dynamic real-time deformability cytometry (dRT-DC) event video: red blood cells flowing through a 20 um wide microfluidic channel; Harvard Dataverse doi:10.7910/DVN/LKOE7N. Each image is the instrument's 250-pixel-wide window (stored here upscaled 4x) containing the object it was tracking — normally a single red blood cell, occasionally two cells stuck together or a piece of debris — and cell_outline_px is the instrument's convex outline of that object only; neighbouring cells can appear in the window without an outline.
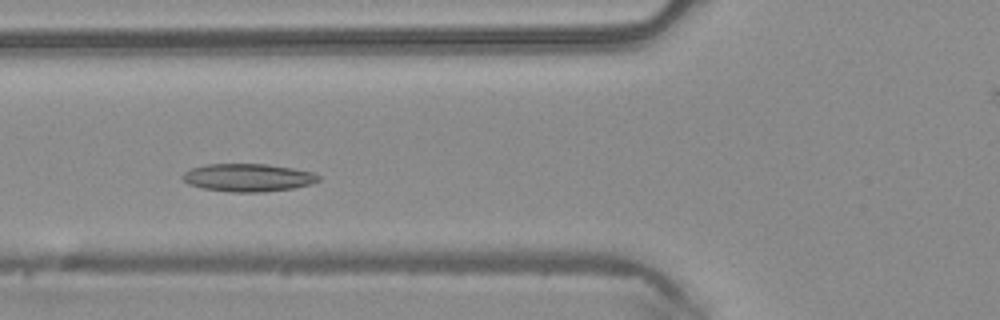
{"species": "common noctule bat (a hibernating species)", "species_latin": "Nyctalus noctula", "temperature_condition": "warm", "stored_images_in_passage": 31, "camera_frame_rate_fps": 3000, "um_per_image_px": 0.085, "animal": {"sex": "male", "body_mass_g": 20.4}, "frame": {"image": 1, "passage_image": 10, "time_ms": 3.0, "image_size_px": [1000, 320], "cell_outline_px": [[320, 180], [312, 184], [292, 188], [264, 192], [232, 192], [204, 188], [188, 184], [180, 176], [184, 172], [192, 168], [204, 164], [268, 164], [292, 168], [312, 172], [320, 176]], "centroid_in_image_um": [21.08, 15.09], "position_along_channel_um": 104.7, "area_um2": 22.08}}
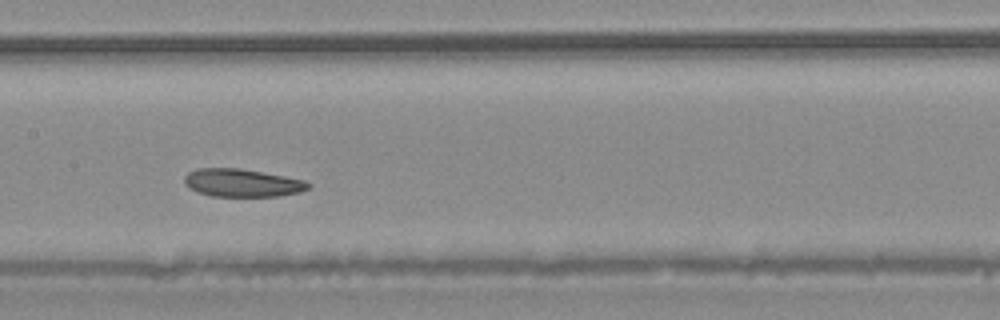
{"frame": {"image": 2, "passage_image": 16, "time_ms": 5.0, "image_size_px": [1000, 320], "cell_outline_px": [[312, 184], [308, 188], [300, 192], [280, 196], [212, 196], [196, 192], [188, 188], [184, 184], [184, 176], [188, 172], [196, 168], [240, 168], [284, 176], [304, 180]], "centroid_in_image_um": [20.54, 15.54], "position_along_channel_um": 186.9, "area_um2": 20.29}}
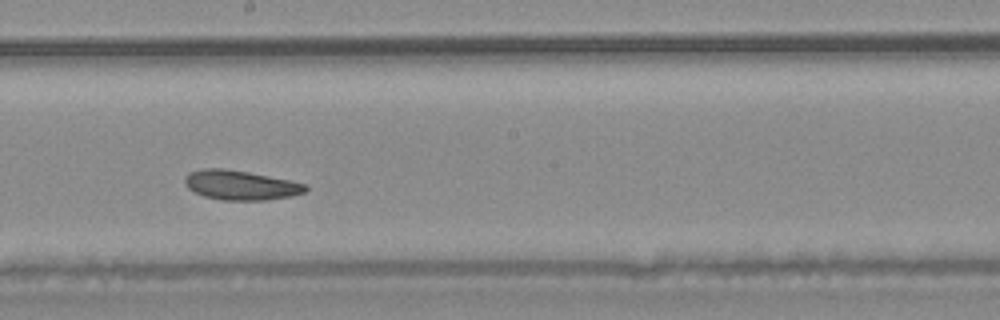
{"frame": {"image": 3, "passage_image": 19, "time_ms": 6.0, "image_size_px": [1000, 320], "cell_outline_px": [[308, 188], [304, 192], [292, 196], [264, 200], [220, 200], [204, 196], [192, 192], [184, 184], [184, 176], [188, 172], [200, 168], [224, 168], [248, 172], [308, 184]], "centroid_in_image_um": [20.39, 15.73], "position_along_channel_um": 227.8, "area_um2": 20.98}, "authors_computed_cell_mechanics": {"area_um2": 20.9814, "velocity_mm_per_s": 4.1009, "shape_relaxation_time_tau1_ms": null, "shape_relaxation_time_tau2_ms": 2.6545, "deformation_change_tau1": null, "deformation_change_tau2": 0.084}}